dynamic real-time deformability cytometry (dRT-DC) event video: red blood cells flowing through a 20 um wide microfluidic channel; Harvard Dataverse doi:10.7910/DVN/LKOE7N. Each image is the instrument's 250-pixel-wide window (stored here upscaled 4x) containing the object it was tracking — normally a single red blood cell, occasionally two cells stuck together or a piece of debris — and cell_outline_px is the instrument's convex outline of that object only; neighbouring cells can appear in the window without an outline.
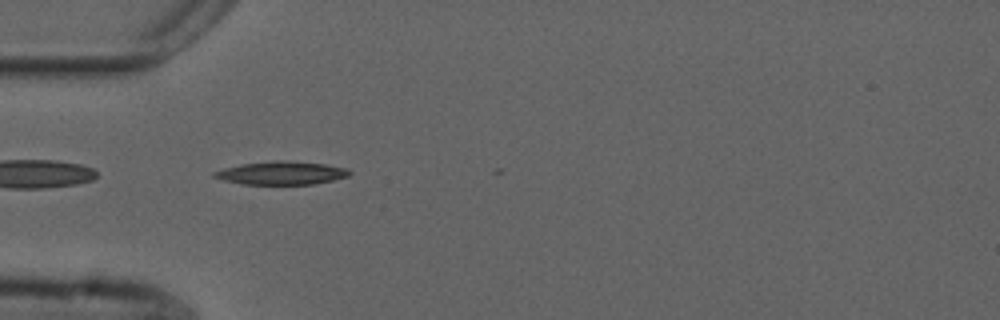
{"species": "common noctule bat (a hibernating species)", "species_latin": "Nyctalus noctula", "temperature_condition": "cold", "stored_images_in_passage": 4, "camera_frame_rate_fps": 3000, "um_per_image_px": 0.085, "animal": {"sex": "male", "forearm_length_mm": 52.5}, "frame": {"image": 1, "passage_image": 2, "time_ms": 0.333, "image_size_px": [1000, 320], "cell_outline_px": [[352, 172], [348, 176], [316, 184], [240, 184], [224, 180], [212, 176], [212, 172], [224, 168], [240, 164], [276, 160], [280, 160], [324, 164], [348, 168]], "centroid_in_image_um": [23.91, 14.7], "position_along_channel_um": 61.1, "area_um2": 18.26}}